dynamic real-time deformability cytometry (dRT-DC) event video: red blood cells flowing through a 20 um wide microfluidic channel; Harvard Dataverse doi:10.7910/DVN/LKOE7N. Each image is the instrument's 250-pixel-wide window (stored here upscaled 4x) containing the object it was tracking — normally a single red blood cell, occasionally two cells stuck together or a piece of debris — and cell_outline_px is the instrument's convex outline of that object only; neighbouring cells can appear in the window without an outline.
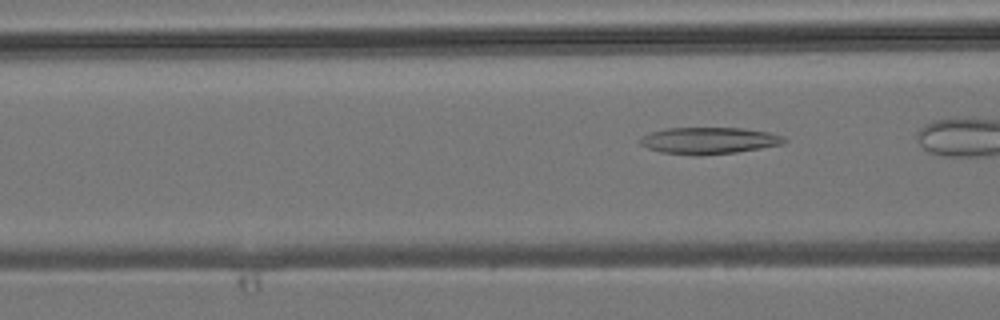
{"species": "common noctule bat (a hibernating species)", "species_latin": "Nyctalus noctula", "temperature_condition": "room temperature", "stored_images_in_passage": 5, "camera_frame_rate_fps": 3000, "um_per_image_px": 0.085, "animal": {"sex": "male", "body_mass_g": 19.2, "forearm_length_mm": 51.8}, "frame": {"image": 1, "passage_image": 5, "time_ms": 5.667, "image_size_px": [1000, 320], "cell_outline_px": [[788, 140], [784, 144], [736, 152], [700, 156], [696, 156], [660, 152], [648, 148], [640, 144], [640, 140], [644, 136], [652, 132], [664, 128], [744, 128], [768, 132], [784, 136]], "centroid_in_image_um": [60.29, 11.95], "position_along_channel_um": 106.3, "area_um2": 22.48}}